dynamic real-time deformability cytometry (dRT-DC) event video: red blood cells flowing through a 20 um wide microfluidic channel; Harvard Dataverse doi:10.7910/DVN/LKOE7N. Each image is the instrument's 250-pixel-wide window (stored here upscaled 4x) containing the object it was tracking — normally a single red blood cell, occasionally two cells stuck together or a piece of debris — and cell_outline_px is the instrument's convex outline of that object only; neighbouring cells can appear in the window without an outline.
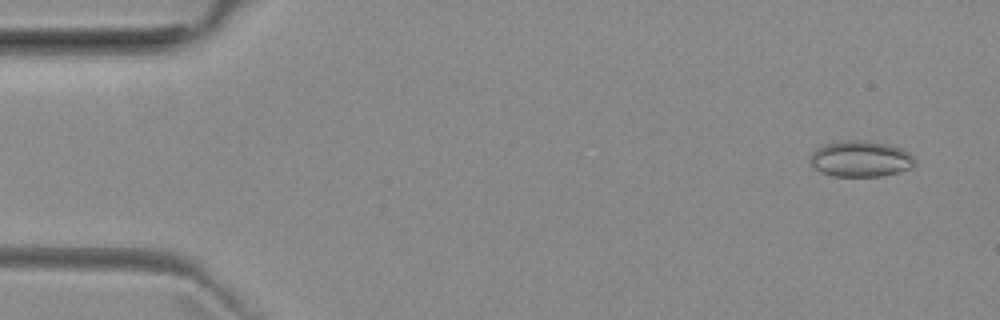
{"species": "common noctule bat (a hibernating species)", "species_latin": "Nyctalus noctula", "temperature_condition": "room temperature", "stored_images_in_passage": 52, "camera_frame_rate_fps": 3000, "um_per_image_px": 0.085, "animal": {"sex": "female", "body_mass_g": 29.2, "forearm_length_mm": 56.3}, "frame": {"image": 1, "passage_image": 3, "time_ms": 0.667, "image_size_px": [1000, 320], "cell_outline_px": [[912, 168], [884, 176], [832, 176], [820, 172], [812, 164], [812, 152], [816, 148], [824, 144], [844, 140], [868, 140], [888, 144], [900, 148], [908, 152], [912, 156]], "centroid_in_image_um": [73.14, 13.49], "position_along_channel_um": 11.9, "area_um2": 21.85}}
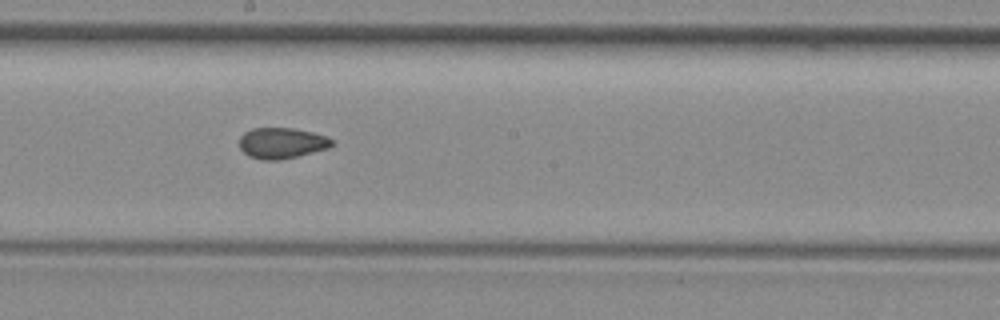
{"frame": {"image": 2, "passage_image": 28, "time_ms": 9.0, "image_size_px": [1000, 320], "cell_outline_px": [[336, 140], [328, 148], [280, 160], [264, 160], [248, 156], [240, 148], [240, 136], [244, 132], [252, 128], [292, 128], [312, 132], [328, 136]], "centroid_in_image_um": [23.95, 12.15], "position_along_channel_um": 224.2, "area_um2": 16.65}}
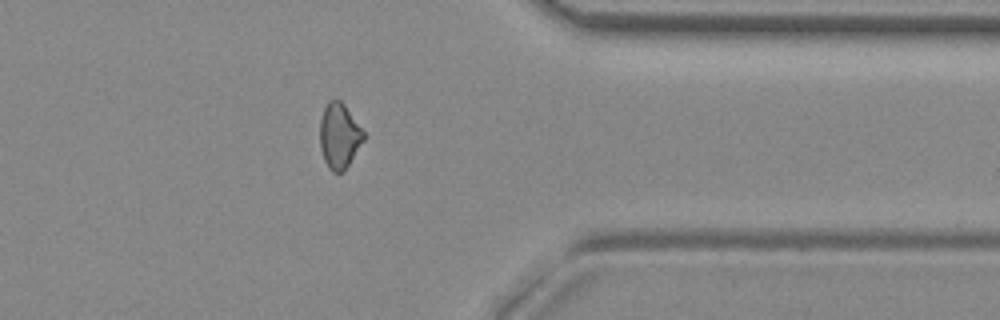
{"frame": {"image": 3, "passage_image": 41, "time_ms": 13.333, "image_size_px": [1000, 320], "cell_outline_px": [[364, 140], [344, 172], [332, 172], [328, 168], [324, 160], [320, 148], [320, 120], [324, 108], [328, 100], [340, 100], [344, 104], [364, 132]], "centroid_in_image_um": [28.82, 11.57], "position_along_channel_um": 382.6, "area_um2": 16.59}, "authors_computed_cell_mechanics": {"area_um2": 17.0799, "velocity_mm_per_s": 3.9691, "shape_relaxation_time_tau1_ms": null, "shape_relaxation_time_tau2_ms": 2.4165, "deformation_change_tau1": null, "deformation_change_tau2": 0.0786}}